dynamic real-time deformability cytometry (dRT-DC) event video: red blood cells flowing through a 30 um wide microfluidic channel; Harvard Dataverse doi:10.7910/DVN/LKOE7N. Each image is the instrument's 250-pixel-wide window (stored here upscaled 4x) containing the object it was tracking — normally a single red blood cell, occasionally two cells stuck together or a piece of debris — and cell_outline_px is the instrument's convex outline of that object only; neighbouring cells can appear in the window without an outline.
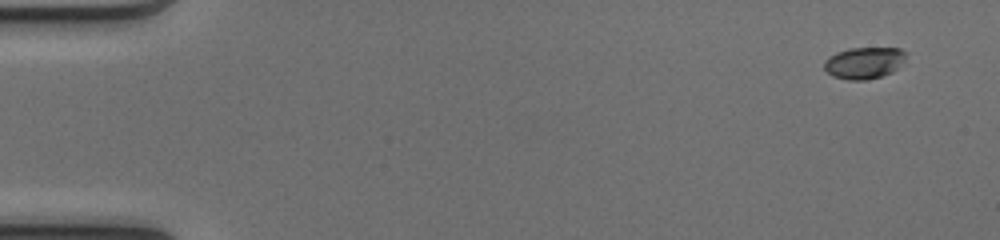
{"species": "common noctule bat (a hibernating species)", "species_latin": "Nyctalus noctula", "temperature_condition": "cold", "stored_images_in_passage": 50, "camera_frame_rate_fps": 3000, "um_per_image_px": 0.085, "animal": {"sex": "female", "body_mass_g": 17.0, "forearm_length_mm": 48.0}, "frame": {"image": 1, "passage_image": 2, "time_ms": 0.333, "image_size_px": [1000, 240], "cell_outline_px": [[908, 52], [904, 60], [892, 72], [880, 76], [864, 80], [848, 80], [832, 76], [824, 68], [824, 60], [828, 56], [836, 52], [848, 48], [900, 48]], "centroid_in_image_um": [73.43, 5.33], "position_along_channel_um": 11.6, "area_um2": 15.14}}
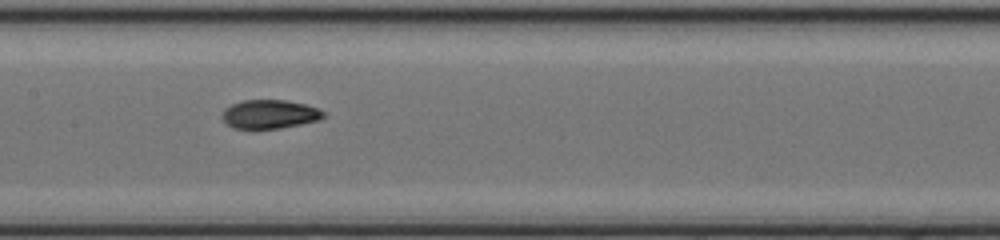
{"frame": {"image": 2, "passage_image": 25, "time_ms": 8.0, "image_size_px": [1000, 240], "cell_outline_px": [[328, 116], [320, 120], [280, 128], [232, 128], [220, 116], [224, 108], [232, 104], [244, 100], [288, 100], [320, 108]], "centroid_in_image_um": [22.95, 9.7], "position_along_channel_um": 184.4, "area_um2": 17.11}}
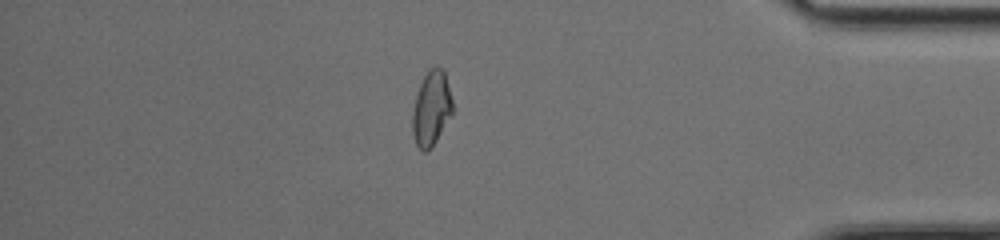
{"frame": {"image": 3, "passage_image": 43, "time_ms": 14.0, "image_size_px": [1000, 240], "cell_outline_px": [[452, 112], [432, 148], [424, 152], [416, 144], [412, 132], [412, 112], [416, 96], [420, 84], [424, 76], [436, 64], [444, 68], [452, 100]], "centroid_in_image_um": [36.66, 9.2], "position_along_channel_um": 398.5, "area_um2": 17.34}, "authors_computed_cell_mechanics": {"area_um2": 17.2533, "velocity_mm_per_s": 4.1313, "shape_relaxation_time_tau1_ms": null, "shape_relaxation_time_tau2_ms": 1.6478, "deformation_change_tau1": null, "deformation_change_tau2": 0.0621}}